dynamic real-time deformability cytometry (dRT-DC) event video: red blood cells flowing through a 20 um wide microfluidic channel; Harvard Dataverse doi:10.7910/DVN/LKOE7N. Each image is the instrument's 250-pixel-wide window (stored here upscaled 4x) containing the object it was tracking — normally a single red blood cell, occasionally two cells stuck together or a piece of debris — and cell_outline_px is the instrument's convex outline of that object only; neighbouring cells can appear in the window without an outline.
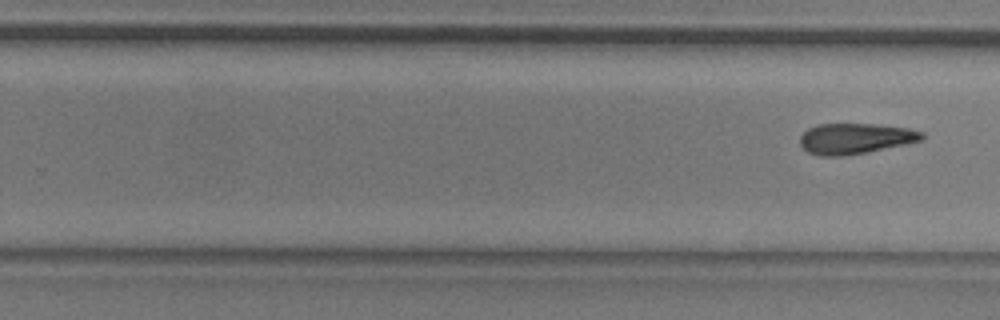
{"species": "common noctule bat (a hibernating species)", "species_latin": "Nyctalus noctula", "temperature_condition": "room temperature", "stored_images_in_passage": 7, "segment_of_instrument_passage": [2, 2], "camera_frame_rate_fps": 3000, "um_per_image_px": 0.085, "animal": {"sex": "male", "body_mass_g": 20.5, "forearm_length_mm": 52.5}, "frame": {"image": 1, "passage_image": 7, "time_ms": 8.0, "image_size_px": [1000, 320], "cell_outline_px": [[924, 140], [868, 152], [844, 156], [820, 156], [808, 152], [800, 144], [800, 136], [808, 128], [816, 124], [876, 124], [908, 128], [924, 132]], "centroid_in_image_um": [72.71, 11.77], "position_along_channel_um": 257.1, "area_um2": 21.91}}